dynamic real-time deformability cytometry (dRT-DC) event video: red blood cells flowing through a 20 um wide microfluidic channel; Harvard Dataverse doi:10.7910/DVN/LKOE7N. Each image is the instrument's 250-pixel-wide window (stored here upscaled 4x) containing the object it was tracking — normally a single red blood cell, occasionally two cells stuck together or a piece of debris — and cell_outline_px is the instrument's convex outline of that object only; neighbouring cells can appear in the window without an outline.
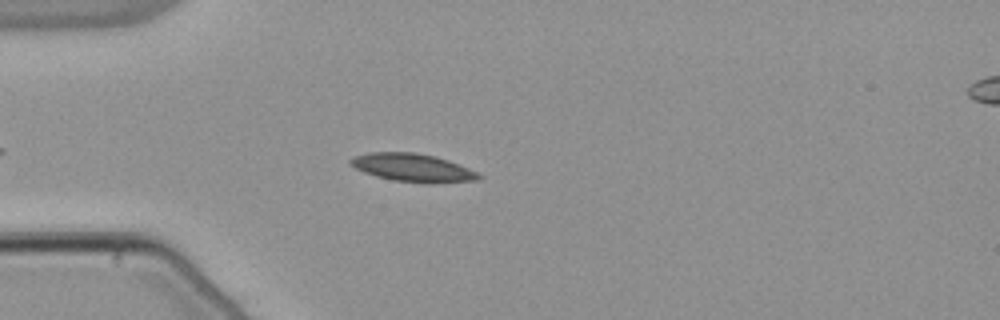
{"species": "common noctule bat (a hibernating species)", "species_latin": "Nyctalus noctula", "temperature_condition": "warm", "stored_images_in_passage": 38, "camera_frame_rate_fps": 3000, "um_per_image_px": 0.085, "animal": {"sex": "male", "body_mass_g": 21.5, "forearm_length_mm": 52.0}, "frame": {"image": 1, "passage_image": 8, "time_ms": 2.333, "image_size_px": [1000, 320], "cell_outline_px": [[484, 176], [480, 180], [432, 184], [424, 184], [392, 180], [376, 176], [364, 172], [348, 164], [348, 160], [352, 156], [368, 152], [416, 152], [436, 156], [448, 160], [468, 168]], "centroid_in_image_um": [35.08, 14.26], "position_along_channel_um": 49.9, "area_um2": 21.44}}
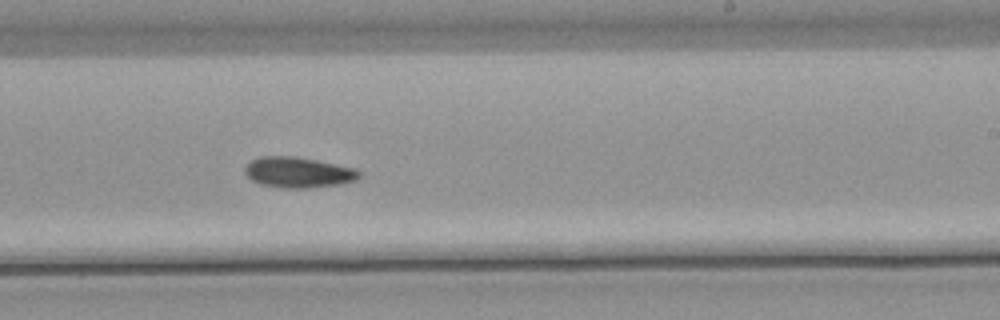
{"frame": {"image": 2, "passage_image": 26, "time_ms": 8.333, "image_size_px": [1000, 320], "cell_outline_px": [[360, 176], [356, 180], [340, 184], [308, 188], [280, 188], [260, 184], [252, 180], [244, 172], [244, 168], [252, 160], [260, 156], [292, 156], [316, 160], [356, 168], [360, 172]], "centroid_in_image_um": [25.35, 14.65], "position_along_channel_um": 263.7, "area_um2": 20.4}}
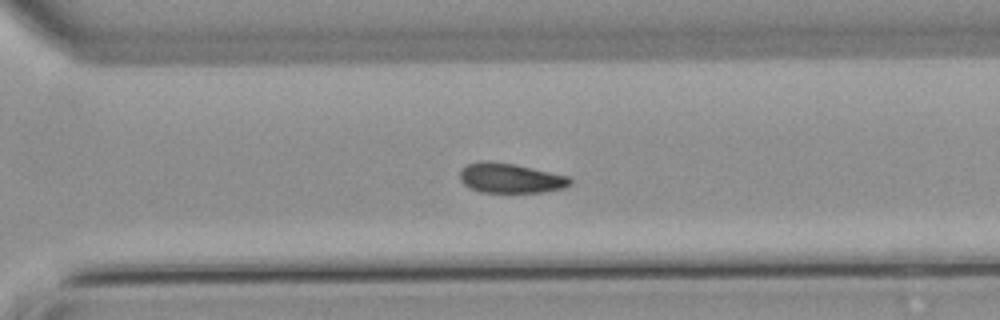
{"frame": {"image": 3, "passage_image": 31, "time_ms": 10.0, "image_size_px": [1000, 320], "cell_outline_px": [[572, 184], [564, 188], [544, 192], [480, 192], [468, 188], [460, 180], [460, 168], [464, 164], [476, 160], [488, 160], [516, 164], [568, 176], [572, 180]], "centroid_in_image_um": [43.33, 15.12], "position_along_channel_um": 327.3, "area_um2": 19.59}}